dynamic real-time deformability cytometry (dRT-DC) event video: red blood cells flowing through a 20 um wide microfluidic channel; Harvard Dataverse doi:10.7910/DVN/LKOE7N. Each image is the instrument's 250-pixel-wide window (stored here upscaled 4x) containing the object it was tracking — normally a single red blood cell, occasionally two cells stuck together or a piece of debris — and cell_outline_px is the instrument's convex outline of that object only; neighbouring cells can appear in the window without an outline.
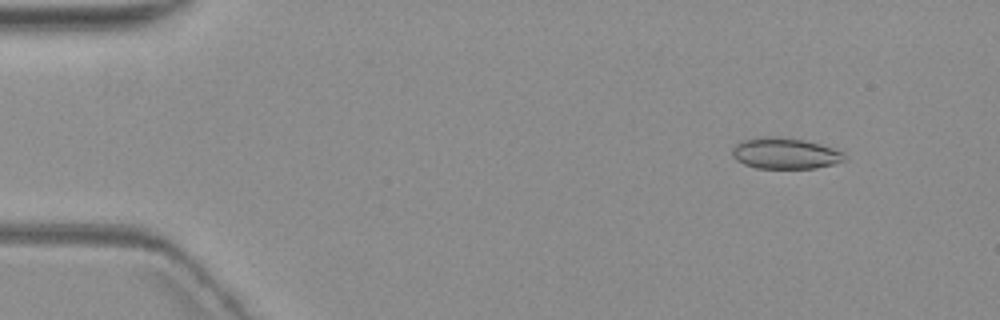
{"species": "common noctule bat (a hibernating species)", "species_latin": "Nyctalus noctula", "temperature_condition": "warm", "stored_images_in_passage": 6, "camera_frame_rate_fps": 3000, "um_per_image_px": 0.085, "animal": {"sex": "female", "body_mass_g": 19.3, "forearm_length_mm": 54.1}, "frame": {"image": 1, "passage_image": 1, "time_ms": 0.0, "image_size_px": [1000, 320], "cell_outline_px": [[848, 160], [816, 168], [756, 168], [744, 164], [736, 160], [732, 156], [732, 148], [740, 140], [764, 136], [776, 136], [804, 140], [820, 144], [844, 152], [848, 156]], "centroid_in_image_um": [66.74, 13.03], "position_along_channel_um": 18.3, "area_um2": 20.58}}
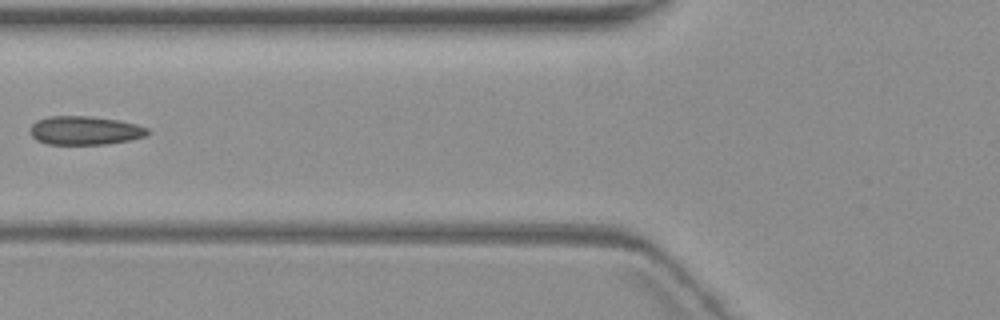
{"frame": {"image": 2, "passage_image": 5, "time_ms": 5.667, "image_size_px": [1000, 320], "cell_outline_px": [[152, 132], [148, 136], [108, 144], [48, 144], [36, 140], [28, 132], [28, 128], [36, 120], [48, 116], [88, 116], [120, 120], [136, 124], [148, 128]], "centroid_in_image_um": [7.21, 11.09], "position_along_channel_um": 118.6, "area_um2": 19.94}}
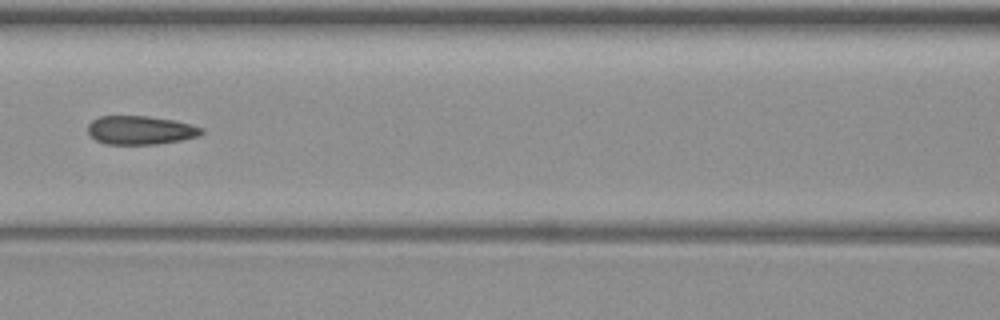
{"frame": {"image": 3, "passage_image": 6, "time_ms": 6.667, "image_size_px": [1000, 320], "cell_outline_px": [[204, 132], [200, 136], [180, 140], [156, 144], [104, 144], [96, 140], [88, 132], [88, 124], [92, 120], [100, 116], [148, 116], [176, 120], [192, 124], [204, 128]], "centroid_in_image_um": [11.97, 11.06], "position_along_channel_um": 154.6, "area_um2": 19.13}}